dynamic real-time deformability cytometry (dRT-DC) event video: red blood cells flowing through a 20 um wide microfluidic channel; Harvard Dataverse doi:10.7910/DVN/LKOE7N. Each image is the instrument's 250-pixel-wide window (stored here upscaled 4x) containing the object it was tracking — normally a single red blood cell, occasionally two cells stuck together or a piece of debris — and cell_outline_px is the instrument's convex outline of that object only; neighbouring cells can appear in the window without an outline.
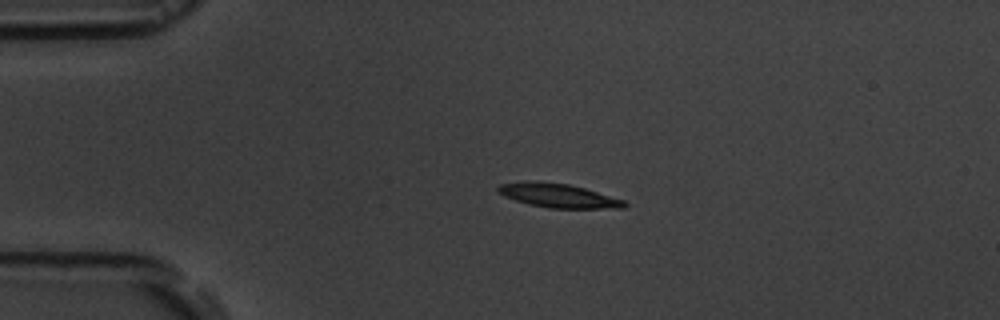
{"species": "common noctule bat (a hibernating species)", "species_latin": "Nyctalus noctula", "temperature_condition": "room temperature", "stored_images_in_passage": 4, "camera_frame_rate_fps": 3000, "um_per_image_px": 0.085, "animal": {"sex": "male", "body_mass_g": 19.5, "forearm_length_mm": 54.6}, "frame": {"image": 1, "passage_image": 3, "time_ms": 2.0, "image_size_px": [1000, 320], "cell_outline_px": [[628, 204], [624, 208], [548, 208], [528, 204], [504, 196], [496, 192], [496, 188], [500, 184], [524, 180], [540, 180], [568, 184], [584, 188], [624, 200]], "centroid_in_image_um": [47.39, 16.6], "position_along_channel_um": 37.6, "area_um2": 17.86}}